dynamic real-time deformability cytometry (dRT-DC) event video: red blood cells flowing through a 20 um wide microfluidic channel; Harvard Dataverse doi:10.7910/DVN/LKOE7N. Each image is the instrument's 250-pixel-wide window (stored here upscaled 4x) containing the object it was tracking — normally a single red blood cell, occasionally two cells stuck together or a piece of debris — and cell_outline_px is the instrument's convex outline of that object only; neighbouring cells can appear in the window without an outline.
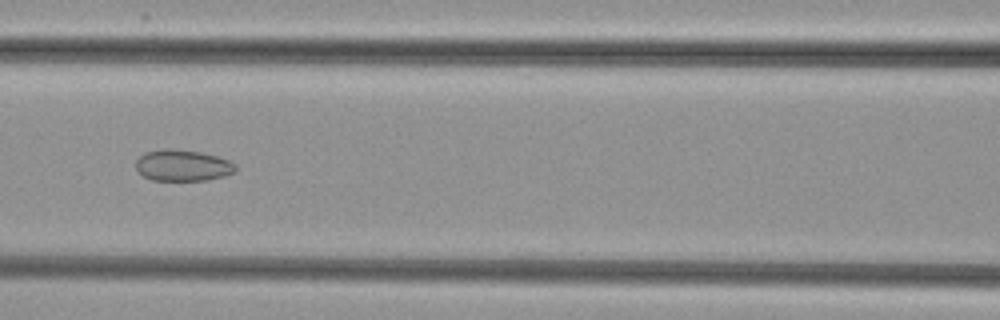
{"species": "common noctule bat (a hibernating species)", "species_latin": "Nyctalus noctula", "temperature_condition": "cold", "stored_images_in_passage": 54, "camera_frame_rate_fps": 3000, "um_per_image_px": 0.085, "animal": {"sex": "female", "body_mass_g": 29.2, "forearm_length_mm": 56.3}, "frame": {"image": 1, "passage_image": 24, "time_ms": 7.667, "image_size_px": [1000, 320], "cell_outline_px": [[236, 172], [224, 176], [208, 180], [152, 180], [144, 176], [136, 168], [136, 160], [144, 152], [168, 148], [172, 148], [200, 152], [216, 156], [228, 160], [236, 164]], "centroid_in_image_um": [15.54, 14.06], "position_along_channel_um": 151.1, "area_um2": 18.21}}
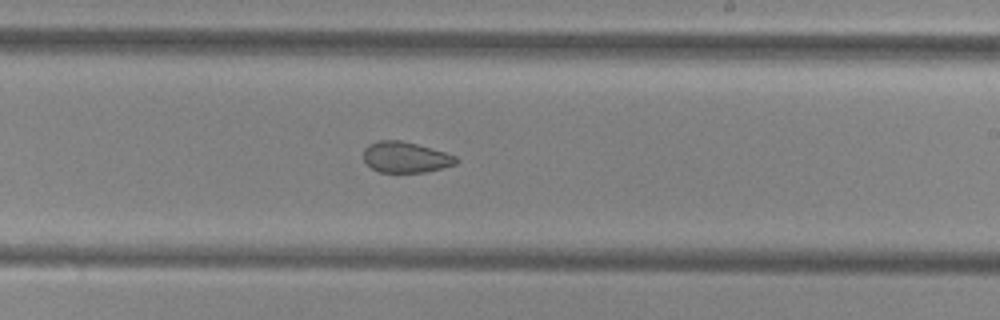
{"frame": {"image": 2, "passage_image": 32, "time_ms": 10.333, "image_size_px": [1000, 320], "cell_outline_px": [[460, 160], [456, 164], [424, 172], [380, 172], [372, 168], [364, 160], [364, 148], [368, 144], [376, 140], [400, 140], [416, 144], [444, 152], [456, 156]], "centroid_in_image_um": [34.46, 13.35], "position_along_channel_um": 254.5, "area_um2": 16.53}}
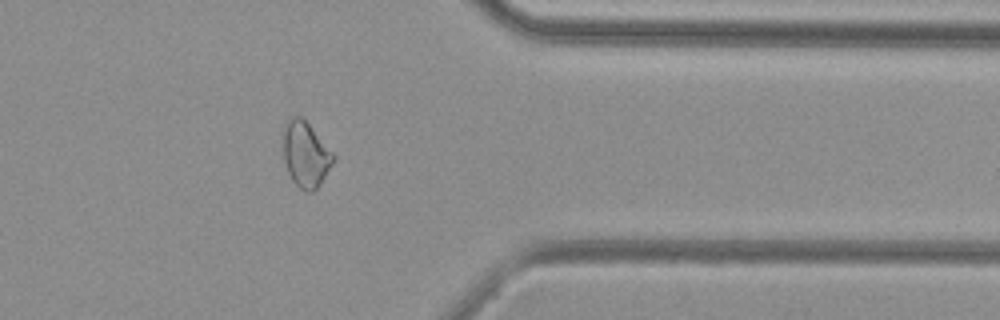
{"frame": {"image": 3, "passage_image": 43, "time_ms": 14.0, "image_size_px": [1000, 320], "cell_outline_px": [[336, 156], [332, 164], [320, 184], [312, 192], [304, 192], [292, 180], [288, 172], [284, 160], [284, 124], [292, 116], [300, 116], [308, 124]], "centroid_in_image_um": [25.98, 13.14], "position_along_channel_um": 385.4, "area_um2": 18.79}}